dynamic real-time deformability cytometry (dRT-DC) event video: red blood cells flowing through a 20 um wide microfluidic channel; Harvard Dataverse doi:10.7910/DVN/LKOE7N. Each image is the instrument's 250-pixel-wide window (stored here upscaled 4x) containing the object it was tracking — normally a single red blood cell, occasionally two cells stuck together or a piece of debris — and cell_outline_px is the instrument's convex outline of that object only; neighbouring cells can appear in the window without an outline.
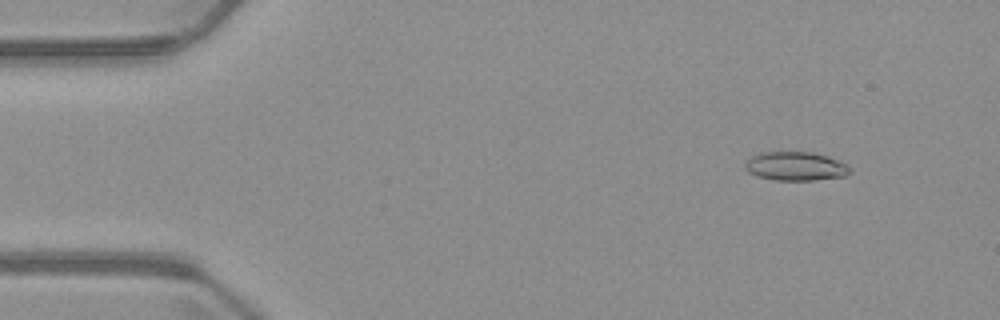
{"species": "common noctule bat (a hibernating species)", "species_latin": "Nyctalus noctula", "temperature_condition": "warm", "stored_images_in_passage": 4, "camera_frame_rate_fps": 3000, "um_per_image_px": 0.085, "animal": {"sex": "male", "body_mass_g": 23.1, "forearm_length_mm": 52.7}, "frame": {"image": 1, "passage_image": 1, "time_ms": 0.0, "image_size_px": [1000, 320], "cell_outline_px": [[852, 172], [844, 176], [816, 180], [772, 180], [756, 176], [748, 172], [744, 168], [744, 164], [752, 156], [760, 152], [812, 152], [828, 156], [840, 160], [848, 164], [852, 168]], "centroid_in_image_um": [67.66, 14.13], "position_along_channel_um": 17.3, "area_um2": 17.92}}